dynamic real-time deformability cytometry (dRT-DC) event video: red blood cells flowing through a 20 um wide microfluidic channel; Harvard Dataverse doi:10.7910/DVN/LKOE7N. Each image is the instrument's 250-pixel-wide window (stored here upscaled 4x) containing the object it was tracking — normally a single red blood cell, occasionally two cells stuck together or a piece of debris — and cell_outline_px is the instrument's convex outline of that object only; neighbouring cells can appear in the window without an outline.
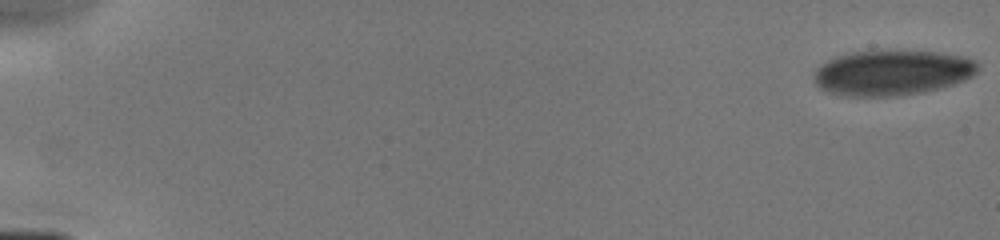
{"species": "human", "species_latin": "Homo sapiens", "temperature_condition": "cold", "stored_images_in_passage": 66, "camera_frame_rate_fps": 3000, "um_per_image_px": 0.085, "donor": {"sex": "male"}, "frame": {"image": 1, "passage_image": 1, "time_ms": 0.0, "image_size_px": [1000, 240], "cell_outline_px": [[980, 68], [972, 76], [964, 80], [940, 88], [924, 92], [892, 96], [848, 96], [828, 92], [820, 88], [816, 84], [812, 76], [812, 72], [820, 64], [836, 56], [852, 52], [936, 52], [964, 56], [976, 60], [980, 64]], "centroid_in_image_um": [75.82, 6.19], "position_along_channel_um": 9.2, "area_um2": 43.06}}
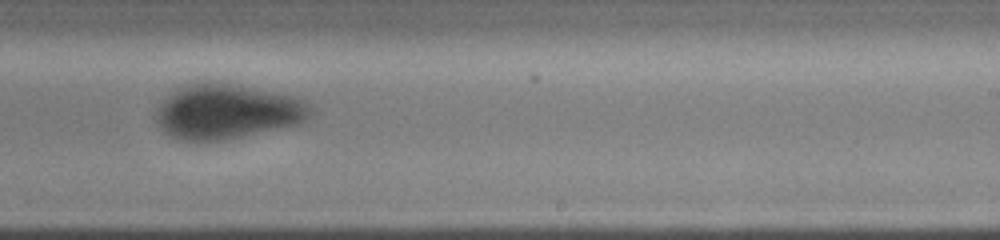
{"frame": {"image": 2, "passage_image": 43, "time_ms": 10.333, "image_size_px": [1000, 240], "cell_outline_px": [[312, 112], [300, 124], [224, 140], [180, 140], [172, 136], [156, 120], [156, 108], [168, 96], [180, 88], [192, 84], [208, 80], [296, 96], [312, 104]], "centroid_in_image_um": [19.36, 9.48], "position_along_channel_um": 269.6, "area_um2": 48.73}}
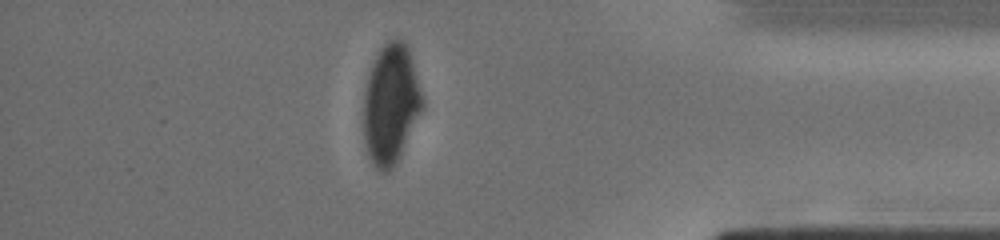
{"frame": {"image": 3, "passage_image": 58, "time_ms": 14.0, "image_size_px": [1000, 240], "cell_outline_px": [[424, 104], [392, 168], [388, 172], [380, 172], [372, 164], [368, 156], [364, 140], [364, 92], [368, 76], [372, 64], [380, 48], [388, 40], [400, 40], [408, 48], [412, 60], [424, 100]], "centroid_in_image_um": [33.19, 8.85], "position_along_channel_um": 402.0, "area_um2": 40.17}}